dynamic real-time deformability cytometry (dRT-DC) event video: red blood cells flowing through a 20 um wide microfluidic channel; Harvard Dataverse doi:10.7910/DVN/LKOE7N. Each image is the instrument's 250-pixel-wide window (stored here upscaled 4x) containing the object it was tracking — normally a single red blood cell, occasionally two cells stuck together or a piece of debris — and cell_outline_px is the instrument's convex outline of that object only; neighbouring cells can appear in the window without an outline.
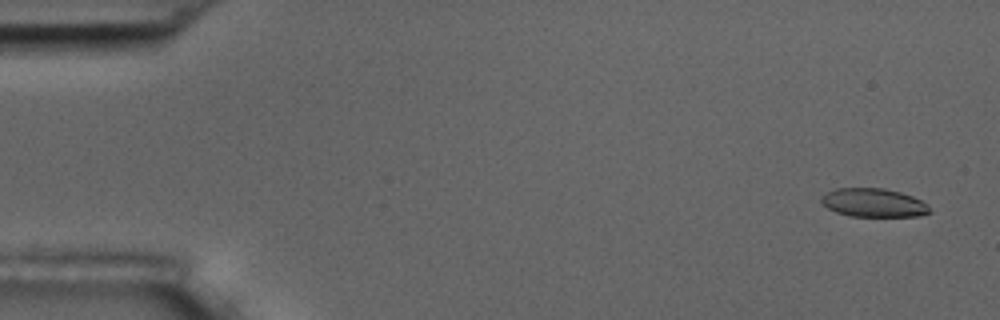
{"species": "common noctule bat (a hibernating species)", "species_latin": "Nyctalus noctula", "temperature_condition": "room temperature", "stored_images_in_passage": 5, "camera_frame_rate_fps": 3000, "um_per_image_px": 0.085, "animal": {"sex": "male", "body_mass_g": 17.5, "forearm_length_mm": 52.3}, "frame": {"image": 1, "passage_image": 1, "time_ms": 0.0, "image_size_px": [1000, 320], "cell_outline_px": [[932, 212], [920, 216], [848, 216], [836, 212], [828, 208], [820, 200], [820, 196], [836, 188], [884, 188], [900, 192], [912, 196], [928, 204]], "centroid_in_image_um": [74.27, 17.23], "position_along_channel_um": 10.7, "area_um2": 18.09}}
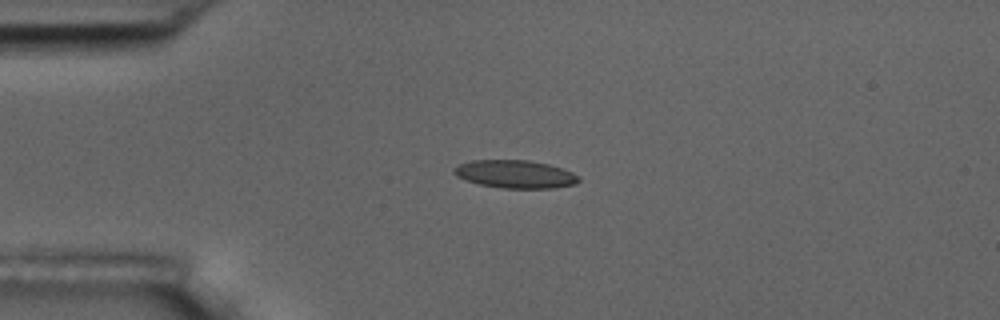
{"frame": {"image": 2, "passage_image": 4, "time_ms": 3.667, "image_size_px": [1000, 320], "cell_outline_px": [[580, 180], [576, 184], [556, 188], [504, 188], [480, 184], [456, 176], [452, 172], [452, 168], [460, 164], [472, 160], [528, 160], [548, 164], [572, 172], [580, 176]], "centroid_in_image_um": [43.81, 14.8], "position_along_channel_um": 41.2, "area_um2": 20.29}}